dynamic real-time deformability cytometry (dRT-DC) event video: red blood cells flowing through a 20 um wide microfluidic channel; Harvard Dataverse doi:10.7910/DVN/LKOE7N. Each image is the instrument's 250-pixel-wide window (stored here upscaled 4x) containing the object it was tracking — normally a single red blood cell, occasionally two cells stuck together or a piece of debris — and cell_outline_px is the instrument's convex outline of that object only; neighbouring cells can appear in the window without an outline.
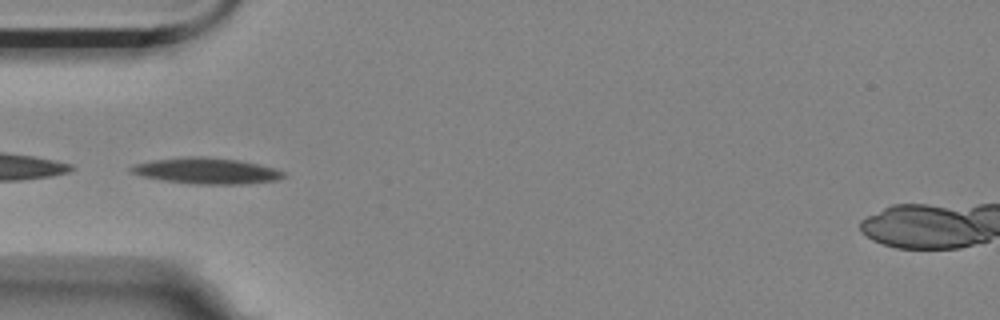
{"species": "Egyptian fruit bat (a non-hibernating species)", "species_latin": "Rousettus aegyptiacus", "temperature_condition": "room temperature", "stored_images_in_passage": 14, "camera_frame_rate_fps": 3000, "um_per_image_px": 0.085, "animal": {"sex": "female"}, "frame": {"image": 1, "passage_image": 4, "time_ms": 1.0, "image_size_px": [1000, 320], "cell_outline_px": [[288, 176], [276, 180], [248, 184], [196, 184], [160, 180], [140, 176], [128, 172], [128, 168], [132, 164], [152, 160], [192, 156], [204, 156], [240, 160], [272, 168], [284, 172]], "centroid_in_image_um": [17.49, 14.52], "position_along_channel_um": 67.5, "area_um2": 23.35}}
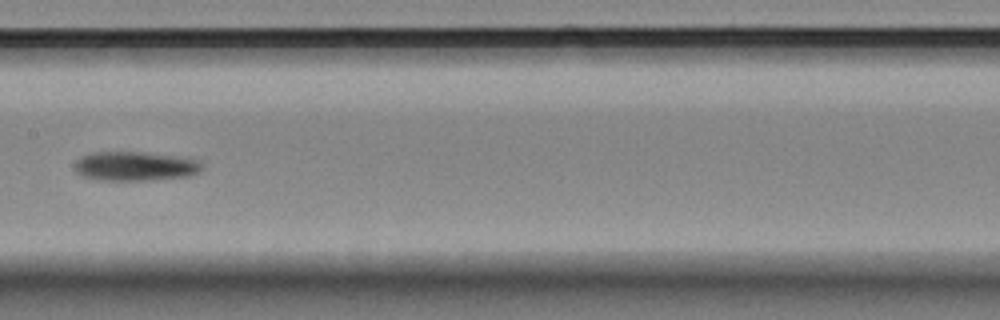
{"frame": {"image": 2, "passage_image": 7, "time_ms": 2.0, "image_size_px": [1000, 320], "cell_outline_px": [[204, 168], [200, 172], [188, 176], [148, 180], [100, 180], [84, 176], [76, 172], [76, 160], [92, 152], [140, 152], [176, 156], [200, 160]], "centroid_in_image_um": [11.54, 14.12], "position_along_channel_um": 195.9, "area_um2": 21.56}}
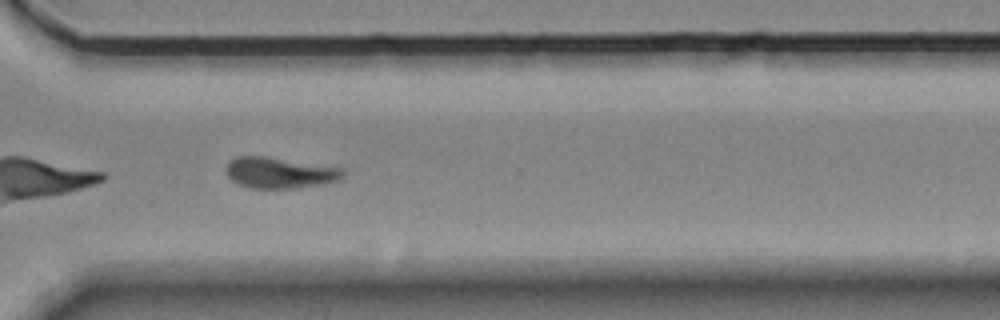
{"frame": {"image": 3, "passage_image": 11, "time_ms": 3.333, "image_size_px": [1000, 320], "cell_outline_px": [[344, 176], [340, 180], [324, 184], [296, 188], [248, 188], [236, 184], [224, 172], [224, 168], [228, 160], [236, 156], [264, 156], [340, 168], [344, 172]], "centroid_in_image_um": [23.69, 14.69], "position_along_channel_um": 346.9, "area_um2": 21.27}}